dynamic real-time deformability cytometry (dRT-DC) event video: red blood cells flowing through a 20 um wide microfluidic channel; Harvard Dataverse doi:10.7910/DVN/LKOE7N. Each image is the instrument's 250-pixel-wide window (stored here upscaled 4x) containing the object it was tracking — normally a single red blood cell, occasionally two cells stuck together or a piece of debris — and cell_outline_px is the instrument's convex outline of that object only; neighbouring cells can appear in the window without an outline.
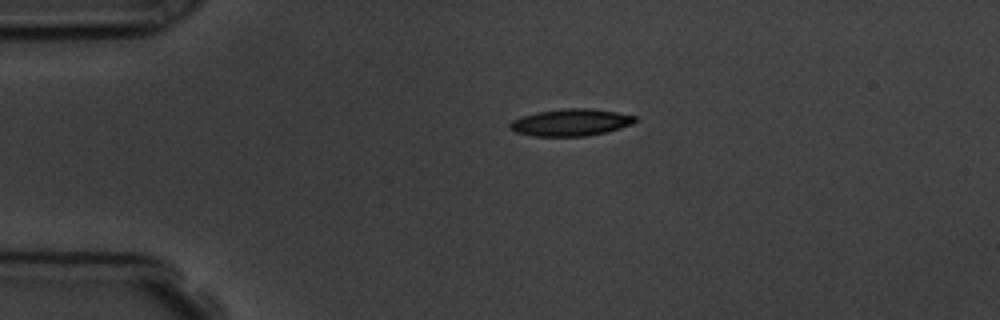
{"species": "common noctule bat (a hibernating species)", "species_latin": "Nyctalus noctula", "temperature_condition": "room temperature", "stored_images_in_passage": 3, "camera_frame_rate_fps": 3000, "um_per_image_px": 0.085, "animal": {"sex": "male", "body_mass_g": 19.5, "forearm_length_mm": 54.6}, "frame": {"image": 1, "passage_image": 3, "time_ms": 2.333, "image_size_px": [1000, 320], "cell_outline_px": [[636, 120], [632, 124], [620, 128], [604, 132], [584, 136], [532, 136], [516, 132], [508, 128], [508, 124], [512, 120], [520, 116], [536, 112], [564, 108], [592, 108], [616, 112], [636, 116]], "centroid_in_image_um": [48.47, 10.4], "position_along_channel_um": 36.5, "area_um2": 19.77}}